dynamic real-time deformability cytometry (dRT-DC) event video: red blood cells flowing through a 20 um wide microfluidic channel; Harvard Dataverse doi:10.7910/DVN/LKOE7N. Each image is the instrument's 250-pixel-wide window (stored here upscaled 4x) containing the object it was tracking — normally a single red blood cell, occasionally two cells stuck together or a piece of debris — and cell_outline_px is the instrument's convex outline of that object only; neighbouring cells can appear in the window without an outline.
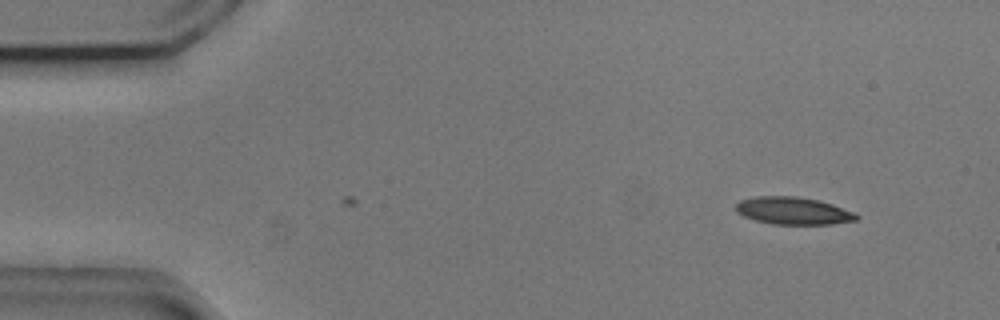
{"species": "common noctule bat (a hibernating species)", "species_latin": "Nyctalus noctula", "temperature_condition": "cold", "stored_images_in_passage": 7, "camera_frame_rate_fps": 3000, "um_per_image_px": 0.085, "animal": {"sex": "male", "body_mass_g": 20.5, "forearm_length_mm": 52.5}, "frame": {"image": 1, "passage_image": 7, "time_ms": 2.0, "image_size_px": [1000, 320], "cell_outline_px": [[860, 216], [856, 220], [832, 224], [772, 224], [756, 220], [744, 216], [736, 212], [736, 204], [740, 200], [756, 196], [796, 196], [820, 200], [856, 212]], "centroid_in_image_um": [67.45, 17.91], "position_along_channel_um": 17.6, "area_um2": 19.36}}